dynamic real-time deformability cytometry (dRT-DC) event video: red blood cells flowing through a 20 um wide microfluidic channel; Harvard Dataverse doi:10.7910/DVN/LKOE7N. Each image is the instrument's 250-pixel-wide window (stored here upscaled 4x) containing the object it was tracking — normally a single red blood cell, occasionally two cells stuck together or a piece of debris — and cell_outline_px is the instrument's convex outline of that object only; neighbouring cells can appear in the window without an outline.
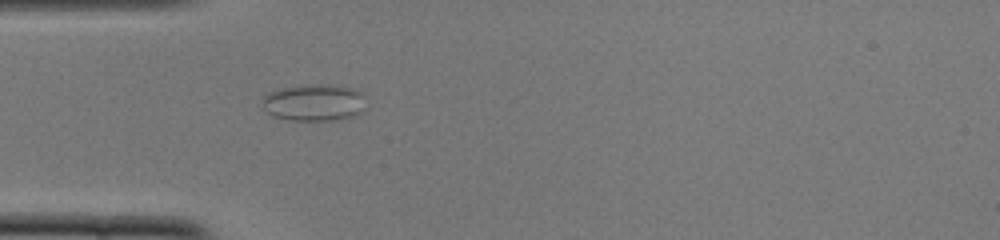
{"species": "common noctule bat (a hibernating species)", "species_latin": "Nyctalus noctula", "temperature_condition": "cold", "stored_images_in_passage": 46, "camera_frame_rate_fps": 3000, "um_per_image_px": 0.085, "animal": {"sex": "female", "body_mass_g": 22.0, "forearm_length_mm": 56.7}, "frame": {"image": 1, "passage_image": 10, "time_ms": 3.0, "image_size_px": [1000, 240], "cell_outline_px": [[364, 108], [360, 112], [352, 116], [336, 120], [292, 120], [272, 116], [264, 108], [260, 96], [268, 92], [280, 88], [352, 88], [360, 92], [364, 96]], "centroid_in_image_um": [26.63, 8.79], "position_along_channel_um": 58.4, "area_um2": 21.1}}
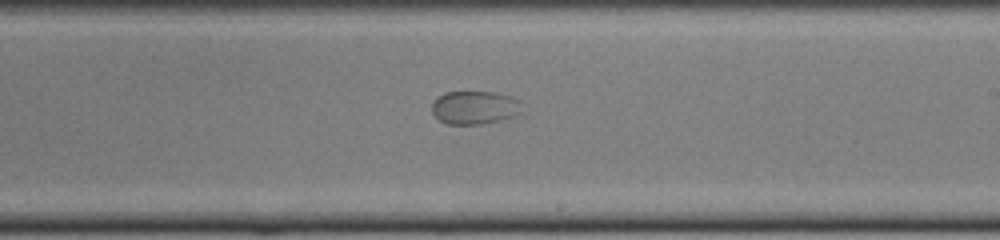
{"frame": {"image": 2, "passage_image": 25, "time_ms": 8.0, "image_size_px": [1000, 240], "cell_outline_px": [[520, 112], [512, 116], [500, 120], [480, 124], [444, 124], [432, 112], [432, 100], [436, 96], [444, 92], [496, 92], [512, 96], [516, 100]], "centroid_in_image_um": [40.25, 9.13], "position_along_channel_um": 248.7, "area_um2": 17.34}}
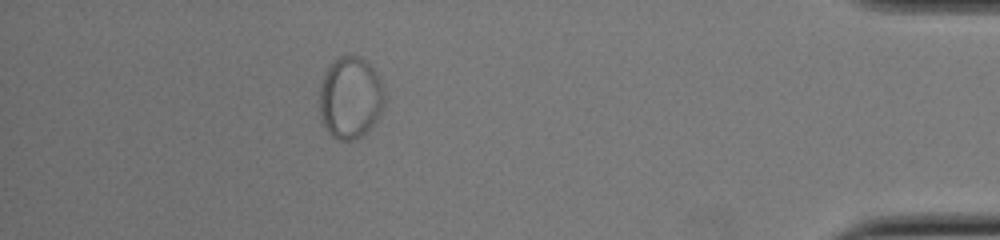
{"frame": {"image": 3, "passage_image": 41, "time_ms": 13.333, "image_size_px": [1000, 240], "cell_outline_px": [[384, 108], [376, 120], [360, 136], [352, 140], [340, 140], [332, 136], [328, 132], [320, 120], [320, 84], [324, 72], [328, 64], [340, 56], [360, 56], [376, 72], [380, 80], [384, 92]], "centroid_in_image_um": [29.75, 8.29], "position_along_channel_um": 405.5, "area_um2": 31.04}}